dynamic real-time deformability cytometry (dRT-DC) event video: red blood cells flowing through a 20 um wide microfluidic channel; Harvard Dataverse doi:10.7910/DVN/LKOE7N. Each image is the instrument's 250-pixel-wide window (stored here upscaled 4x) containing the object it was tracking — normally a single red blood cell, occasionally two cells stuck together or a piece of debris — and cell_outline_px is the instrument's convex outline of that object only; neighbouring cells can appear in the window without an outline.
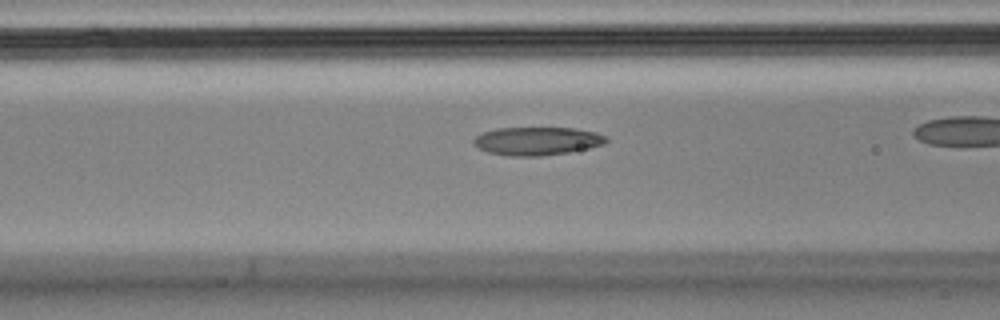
{"species": "Egyptian fruit bat (a non-hibernating species)", "species_latin": "Rousettus aegyptiacus", "temperature_condition": "cold", "stored_images_in_passage": 27, "camera_frame_rate_fps": 3000, "um_per_image_px": 0.085, "animal": {"sex": "male"}, "frame": {"image": 1, "passage_image": 5, "time_ms": 1.333, "image_size_px": [1000, 320], "cell_outline_px": [[608, 140], [604, 144], [588, 148], [568, 152], [540, 156], [508, 156], [488, 152], [472, 144], [472, 140], [476, 136], [484, 132], [496, 128], [576, 128], [596, 132], [608, 136]], "centroid_in_image_um": [45.66, 11.98], "position_along_channel_um": 120.9, "area_um2": 21.85}}
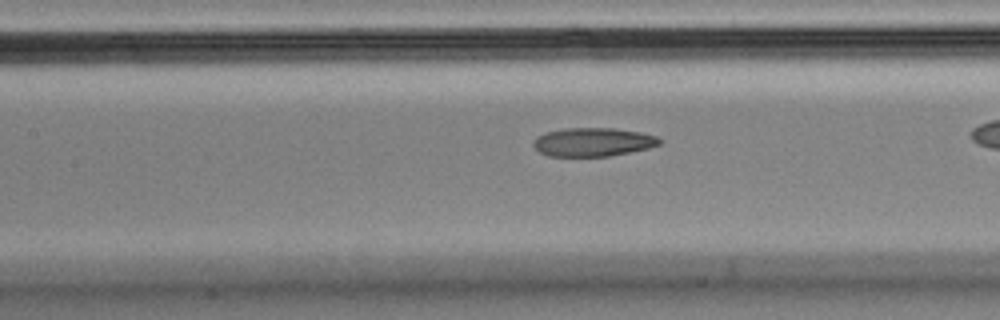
{"frame": {"image": 2, "passage_image": 8, "time_ms": 2.333, "image_size_px": [1000, 320], "cell_outline_px": [[664, 140], [660, 144], [648, 148], [608, 156], [548, 156], [540, 152], [532, 144], [532, 140], [536, 136], [548, 132], [564, 128], [616, 128], [640, 132], [656, 136]], "centroid_in_image_um": [50.4, 12.06], "position_along_channel_um": 157.0, "area_um2": 21.04}}
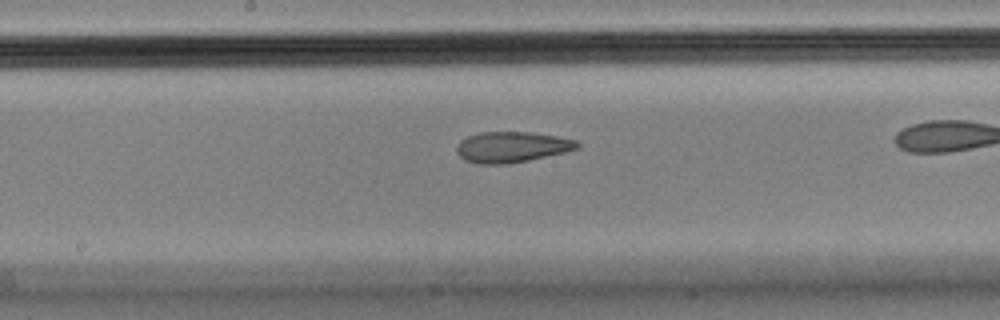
{"frame": {"image": 3, "passage_image": 12, "time_ms": 3.667, "image_size_px": [1000, 320], "cell_outline_px": [[580, 144], [576, 148], [564, 152], [528, 160], [504, 164], [480, 164], [464, 160], [456, 152], [456, 148], [460, 140], [468, 136], [480, 132], [528, 132], [556, 136], [576, 140]], "centroid_in_image_um": [43.45, 12.49], "position_along_channel_um": 204.7, "area_um2": 21.39}}